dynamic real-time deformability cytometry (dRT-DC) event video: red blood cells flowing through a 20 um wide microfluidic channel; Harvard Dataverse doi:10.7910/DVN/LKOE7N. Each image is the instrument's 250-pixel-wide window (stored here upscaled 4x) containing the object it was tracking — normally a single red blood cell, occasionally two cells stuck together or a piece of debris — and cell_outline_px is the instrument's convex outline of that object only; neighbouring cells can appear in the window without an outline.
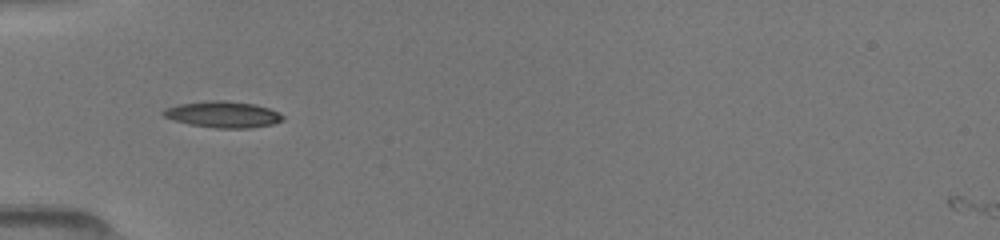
{"species": "common noctule bat (a hibernating species)", "species_latin": "Nyctalus noctula", "temperature_condition": "room temperature", "stored_images_in_passage": 12, "camera_frame_rate_fps": 3000, "um_per_image_px": 0.085, "animal": {"sex": "female", "body_mass_g": 19.5, "forearm_length_mm": 54.1}, "frame": {"image": 1, "passage_image": 5, "time_ms": 1.0, "image_size_px": [1000, 240], "cell_outline_px": [[284, 120], [272, 124], [248, 128], [216, 128], [192, 124], [176, 120], [164, 116], [160, 112], [164, 108], [180, 104], [208, 100], [224, 100], [256, 104], [268, 108], [284, 116]], "centroid_in_image_um": [18.95, 9.71], "position_along_channel_um": 66.0, "area_um2": 18.15}}
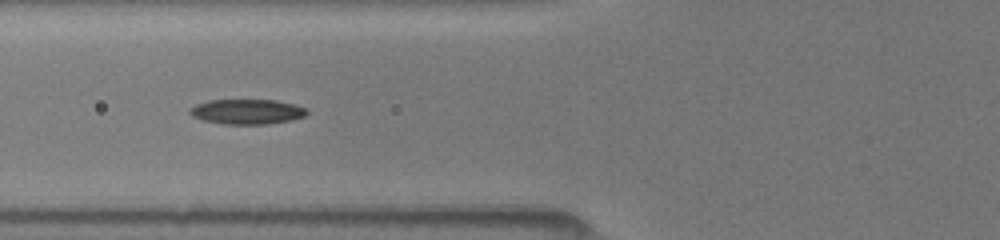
{"frame": {"image": 2, "passage_image": 11, "time_ms": 2.0, "image_size_px": [1000, 240], "cell_outline_px": [[308, 112], [304, 116], [292, 120], [268, 124], [224, 124], [204, 120], [192, 116], [188, 112], [196, 104], [208, 100], [276, 100], [308, 108]], "centroid_in_image_um": [21.02, 9.49], "position_along_channel_um": 104.8, "area_um2": 16.99}}